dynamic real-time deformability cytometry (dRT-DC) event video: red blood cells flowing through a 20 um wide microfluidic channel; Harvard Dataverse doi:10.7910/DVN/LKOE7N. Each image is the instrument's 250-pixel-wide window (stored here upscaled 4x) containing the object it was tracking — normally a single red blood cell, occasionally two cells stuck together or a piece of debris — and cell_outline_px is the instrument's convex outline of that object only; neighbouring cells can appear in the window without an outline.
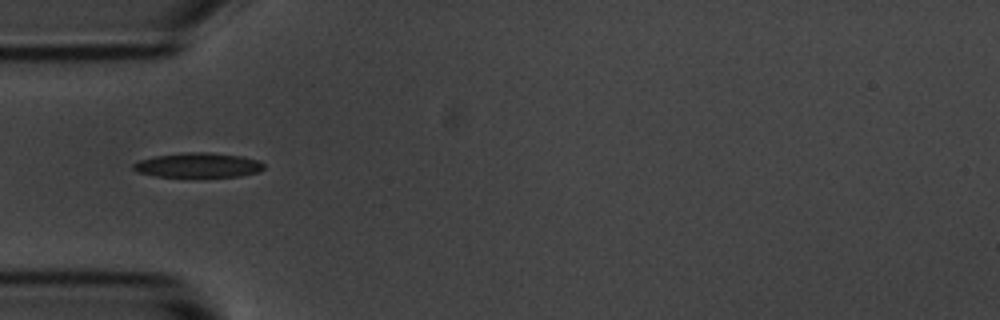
{"species": "common noctule bat (a hibernating species)", "species_latin": "Nyctalus noctula", "temperature_condition": "room temperature", "stored_images_in_passage": 38, "camera_frame_rate_fps": 3000, "um_per_image_px": 0.085, "animal": {"sex": "male", "body_mass_g": 20.1, "forearm_length_mm": 53.5}, "frame": {"image": 1, "passage_image": 1, "time_ms": 0.0, "image_size_px": [1000, 320], "cell_outline_px": [[264, 168], [260, 172], [240, 176], [196, 180], [156, 176], [140, 172], [132, 168], [132, 164], [140, 160], [156, 156], [184, 152], [208, 152], [240, 156], [256, 160], [264, 164]], "centroid_in_image_um": [16.85, 14.09], "position_along_channel_um": 68.2, "area_um2": 19.65}}
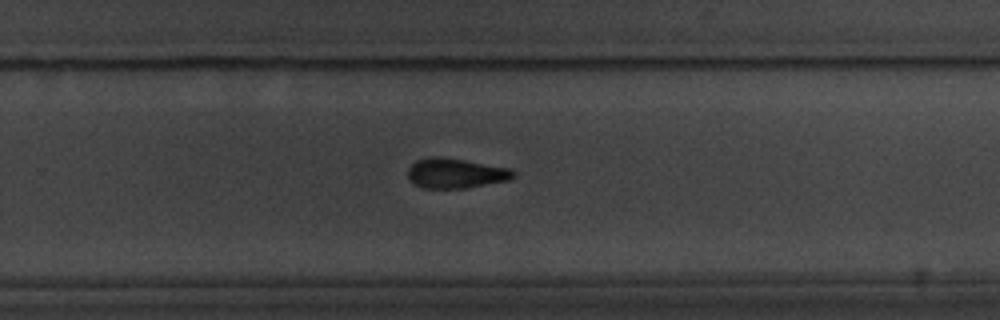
{"frame": {"image": 2, "passage_image": 19, "time_ms": 6.0, "image_size_px": [1000, 320], "cell_outline_px": [[516, 176], [508, 180], [464, 188], [424, 188], [408, 180], [408, 168], [416, 160], [432, 156], [440, 156], [512, 168], [516, 172]], "centroid_in_image_um": [38.74, 14.71], "position_along_channel_um": 291.1, "area_um2": 18.44}}
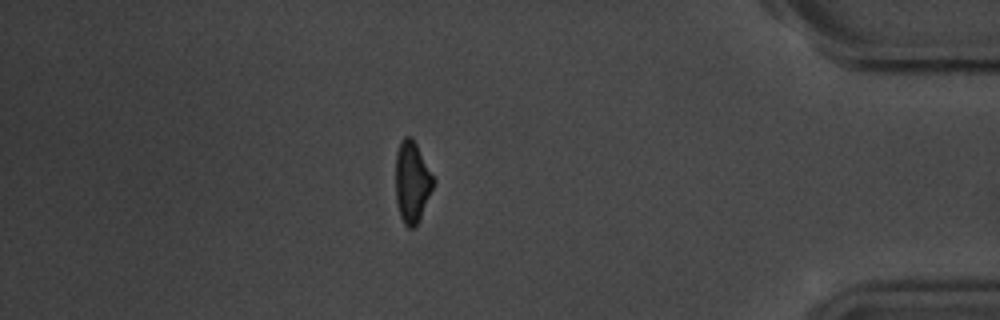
{"frame": {"image": 3, "passage_image": 31, "time_ms": 10.0, "image_size_px": [1000, 320], "cell_outline_px": [[436, 180], [420, 220], [412, 228], [408, 228], [404, 224], [400, 216], [396, 200], [396, 152], [400, 140], [404, 136], [412, 136]], "centroid_in_image_um": [35.03, 15.45], "position_along_channel_um": 400.2, "area_um2": 18.09}, "authors_computed_cell_mechanics": {"area_um2": 18.4382, "velocity_mm_per_s": 3.7028, "shape_relaxation_time_tau1_ms": 3.2181, "shape_relaxation_time_tau2_ms": 5.2817, "deformation_change_tau1": 0.1256, "deformation_change_tau2": 0.1339}}